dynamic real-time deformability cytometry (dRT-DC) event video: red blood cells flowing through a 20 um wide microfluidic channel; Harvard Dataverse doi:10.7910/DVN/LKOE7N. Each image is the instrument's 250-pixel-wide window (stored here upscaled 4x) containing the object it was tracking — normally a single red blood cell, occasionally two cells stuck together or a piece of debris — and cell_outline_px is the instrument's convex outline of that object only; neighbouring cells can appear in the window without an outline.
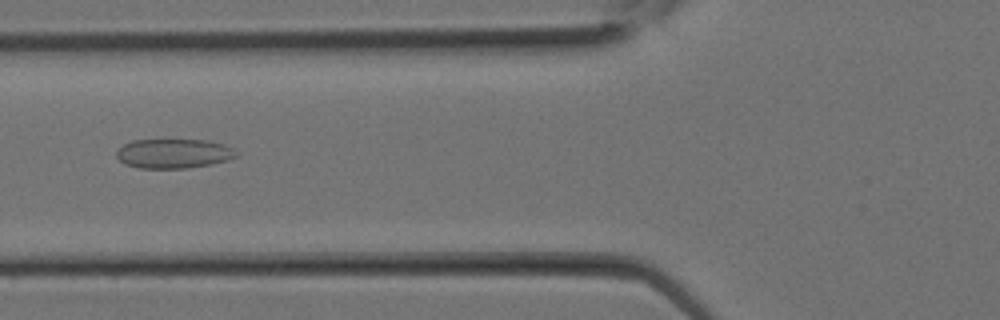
{"species": "Egyptian fruit bat (a non-hibernating species)", "species_latin": "Rousettus aegyptiacus", "temperature_condition": "room temperature", "stored_images_in_passage": 27, "segment_of_instrument_passage": [1, 2], "camera_frame_rate_fps": 3000, "um_per_image_px": 0.085, "animal": {"sex": "female"}, "frame": {"image": 1, "passage_image": 10, "time_ms": 3.0, "image_size_px": [1000, 320], "cell_outline_px": [[236, 156], [228, 160], [212, 164], [188, 168], [140, 168], [124, 164], [116, 156], [116, 148], [132, 140], [204, 140], [224, 144], [232, 148], [236, 152]], "centroid_in_image_um": [14.72, 13.05], "position_along_channel_um": 111.1, "area_um2": 20.58}}
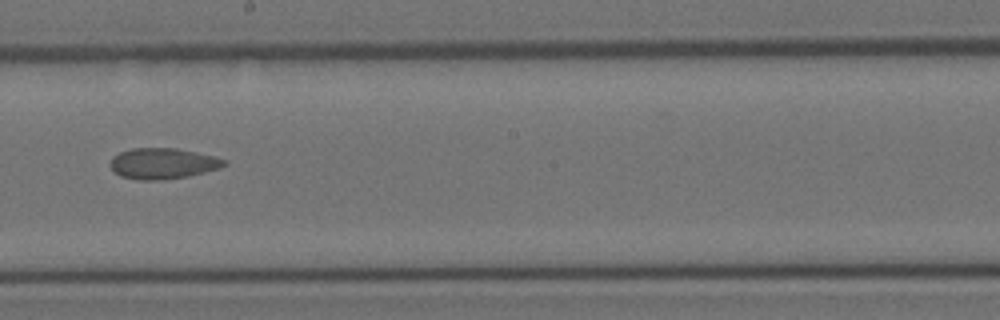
{"frame": {"image": 2, "passage_image": 15, "time_ms": 4.667, "image_size_px": [1000, 320], "cell_outline_px": [[228, 164], [220, 168], [188, 176], [164, 180], [140, 180], [120, 176], [108, 164], [112, 156], [120, 152], [132, 148], [176, 148], [216, 156], [228, 160]], "centroid_in_image_um": [13.86, 13.89], "position_along_channel_um": 234.3, "area_um2": 20.69}}
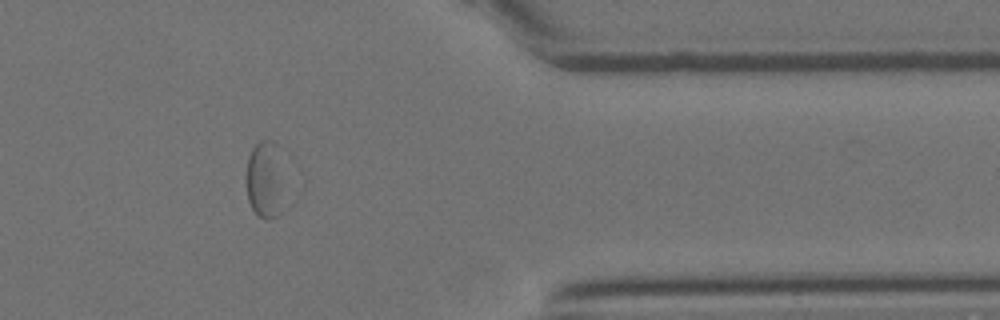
{"frame": {"image": 3, "passage_image": 22, "time_ms": 7.0, "image_size_px": [1000, 320], "cell_outline_px": [[276, 216], [268, 220], [264, 220], [252, 208], [248, 200], [244, 180], [248, 156], [252, 148], [260, 140], [272, 140], [276, 144]], "centroid_in_image_um": [22.29, 15.21], "position_along_channel_um": 389.1, "area_um2": 15.09}}